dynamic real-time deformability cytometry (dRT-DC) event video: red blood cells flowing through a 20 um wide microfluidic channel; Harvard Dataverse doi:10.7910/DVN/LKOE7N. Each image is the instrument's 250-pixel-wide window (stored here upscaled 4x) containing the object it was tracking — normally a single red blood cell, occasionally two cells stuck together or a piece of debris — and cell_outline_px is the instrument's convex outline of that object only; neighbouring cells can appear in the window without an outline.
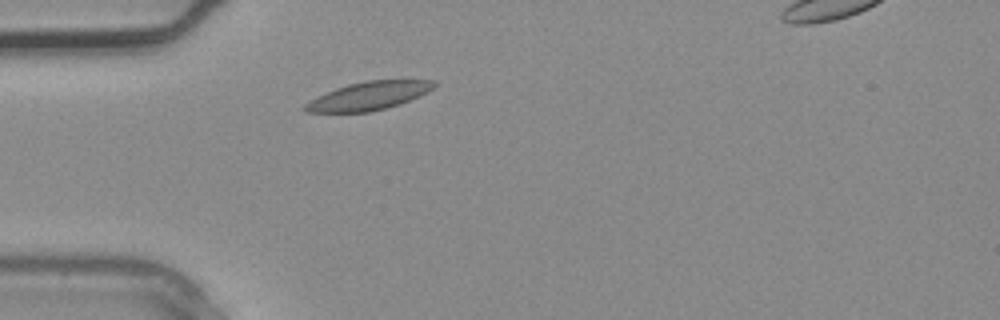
{"species": "common noctule bat (a hibernating species)", "species_latin": "Nyctalus noctula", "temperature_condition": "warm", "stored_images_in_passage": 3, "camera_frame_rate_fps": 3000, "um_per_image_px": 0.085, "animal": {"sex": "male", "body_mass_g": 20.4}, "frame": {"image": 1, "passage_image": 3, "time_ms": 0.667, "image_size_px": [1000, 320], "cell_outline_px": [[436, 84], [428, 92], [420, 96], [400, 104], [372, 112], [304, 112], [300, 108], [308, 100], [336, 88], [348, 84], [364, 80], [436, 80]], "centroid_in_image_um": [31.3, 8.15], "position_along_channel_um": 53.7, "area_um2": 21.44}}